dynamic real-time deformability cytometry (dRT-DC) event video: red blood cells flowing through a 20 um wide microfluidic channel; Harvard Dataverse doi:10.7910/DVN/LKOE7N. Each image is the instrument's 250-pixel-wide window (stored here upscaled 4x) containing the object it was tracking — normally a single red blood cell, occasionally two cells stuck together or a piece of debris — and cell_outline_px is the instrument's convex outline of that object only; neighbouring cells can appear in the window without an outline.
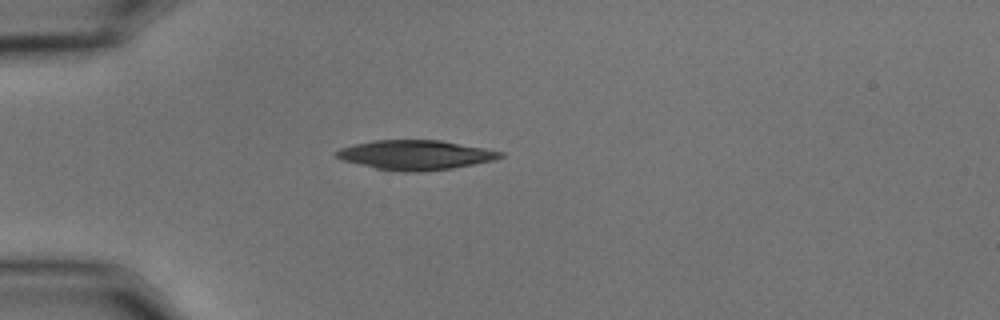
{"species": "common noctule bat (a hibernating species)", "species_latin": "Nyctalus noctula", "temperature_condition": "cold", "stored_images_in_passage": 40, "camera_frame_rate_fps": 3000, "um_per_image_px": 0.085, "animal": {"sex": "male", "body_mass_g": 15.6}, "frame": {"image": 1, "passage_image": 1, "time_ms": 0.0, "image_size_px": [1000, 320], "cell_outline_px": [[504, 156], [492, 160], [452, 168], [424, 172], [400, 172], [376, 168], [340, 160], [336, 156], [336, 152], [340, 148], [372, 140], [440, 140], [484, 148], [504, 152]], "centroid_in_image_um": [35.3, 13.17], "position_along_channel_um": 49.7, "area_um2": 28.15}}
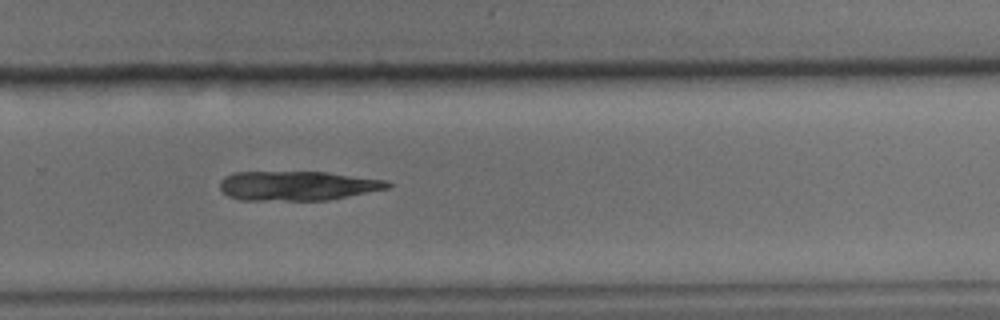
{"frame": {"image": 2, "passage_image": 23, "time_ms": 7.333, "image_size_px": [1000, 320], "cell_outline_px": [[392, 184], [388, 188], [328, 200], [240, 200], [228, 196], [220, 188], [220, 180], [224, 176], [232, 172], [328, 172], [384, 180]], "centroid_in_image_um": [25.23, 15.78], "position_along_channel_um": 304.6, "area_um2": 28.67}}
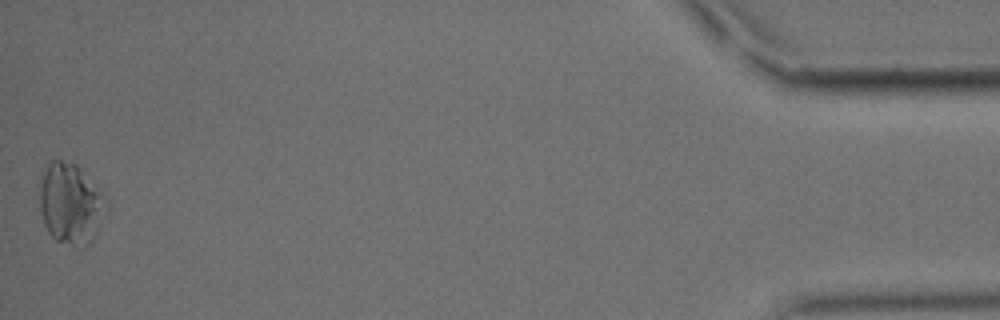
{"frame": {"image": 3, "passage_image": 40, "time_ms": 13.0, "image_size_px": [1000, 320], "cell_outline_px": [[108, 208], [92, 240], [84, 248], [76, 248], [56, 240], [48, 232], [44, 224], [40, 208], [40, 184], [44, 168], [52, 160], [60, 160], [76, 164], [108, 196]], "centroid_in_image_um": [6.04, 17.33], "position_along_channel_um": 429.2, "area_um2": 31.91}, "authors_computed_cell_mechanics": {"area_um2": 29.8826, "velocity_mm_per_s": 3.69, "shape_relaxation_time_tau1_ms": 9.4185, "shape_relaxation_time_tau2_ms": null, "deformation_change_tau1": 0.1975, "deformation_change_tau2": null}}